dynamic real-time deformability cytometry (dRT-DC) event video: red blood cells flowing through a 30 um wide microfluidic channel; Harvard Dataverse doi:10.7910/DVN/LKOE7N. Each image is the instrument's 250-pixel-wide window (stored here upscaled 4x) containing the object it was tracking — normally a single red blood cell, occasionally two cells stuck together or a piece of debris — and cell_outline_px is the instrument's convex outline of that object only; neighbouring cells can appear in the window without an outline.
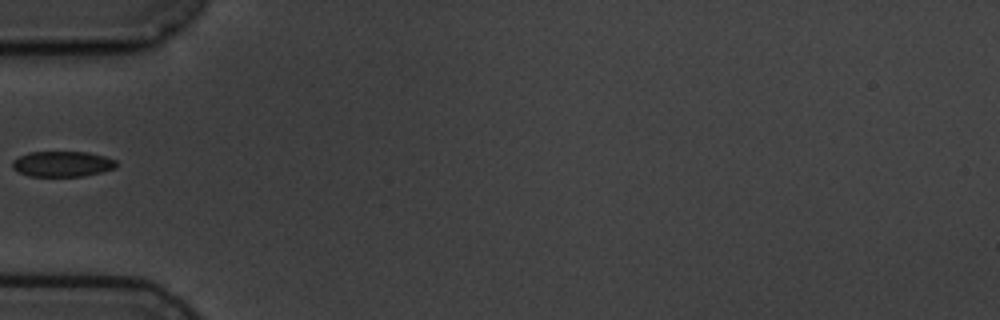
{"species": "common noctule bat (a hibernating species)", "species_latin": "Nyctalus noctula", "temperature_condition": "cold", "stored_images_in_passage": 5, "camera_frame_rate_fps": 3000, "um_per_image_px": 0.085, "animal": {"sex": "male", "body_mass_g": 19.5, "forearm_length_mm": 54.6}, "frame": {"image": 1, "passage_image": 4, "time_ms": 3.333, "image_size_px": [1000, 320], "cell_outline_px": [[116, 168], [84, 176], [28, 176], [12, 168], [12, 160], [28, 152], [88, 152], [104, 156], [116, 160]], "centroid_in_image_um": [5.29, 13.93], "position_along_channel_um": 79.7, "area_um2": 15.43}}
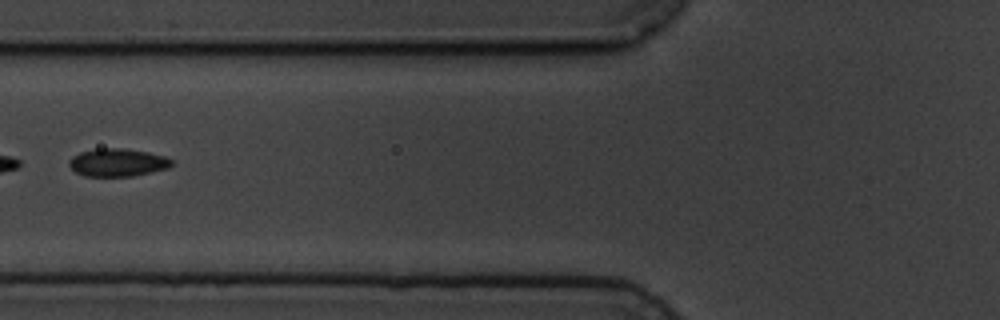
{"frame": {"image": 2, "passage_image": 5, "time_ms": 4.333, "image_size_px": [1000, 320], "cell_outline_px": [[172, 164], [168, 168], [152, 172], [132, 176], [84, 176], [76, 172], [68, 164], [72, 156], [80, 152], [96, 148], [124, 148], [148, 152], [164, 156], [172, 160]], "centroid_in_image_um": [9.98, 13.8], "position_along_channel_um": 115.8, "area_um2": 16.65}}